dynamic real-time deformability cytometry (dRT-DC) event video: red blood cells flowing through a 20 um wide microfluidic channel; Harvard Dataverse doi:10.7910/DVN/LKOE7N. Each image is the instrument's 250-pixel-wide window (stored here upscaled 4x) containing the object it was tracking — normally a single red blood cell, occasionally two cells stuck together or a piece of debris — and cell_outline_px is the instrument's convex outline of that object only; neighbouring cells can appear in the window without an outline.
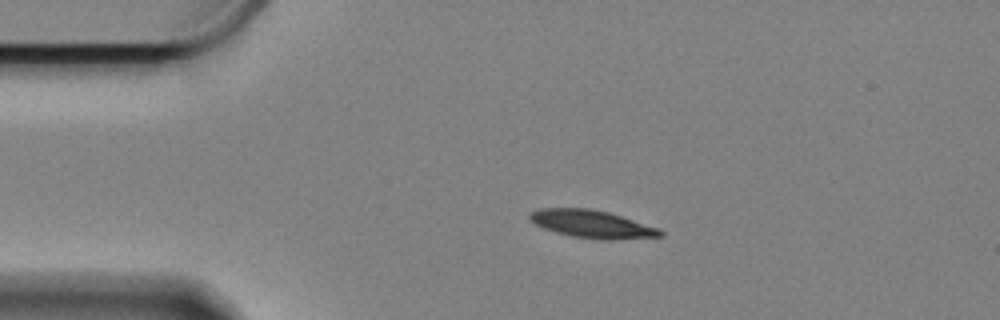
{"species": "Egyptian fruit bat (a non-hibernating species)", "species_latin": "Rousettus aegyptiacus", "temperature_condition": "cold", "stored_images_in_passage": 53, "camera_frame_rate_fps": 3000, "um_per_image_px": 0.085, "animal": {"sex": "female"}, "frame": {"image": 1, "passage_image": 5, "time_ms": 1.333, "image_size_px": [1000, 320], "cell_outline_px": [[664, 236], [612, 240], [600, 240], [572, 236], [556, 232], [544, 228], [536, 224], [528, 216], [532, 212], [540, 208], [588, 208], [608, 212], [660, 228], [664, 232]], "centroid_in_image_um": [50.37, 19.05], "position_along_channel_um": 34.6, "area_um2": 21.04}}
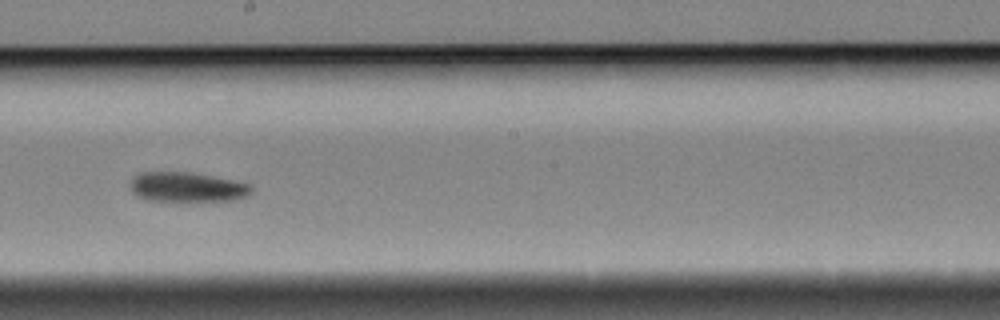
{"frame": {"image": 2, "passage_image": 26, "time_ms": 8.333, "image_size_px": [1000, 320], "cell_outline_px": [[252, 192], [248, 196], [236, 200], [148, 200], [136, 196], [132, 192], [128, 184], [132, 176], [140, 172], [192, 172], [252, 184]], "centroid_in_image_um": [15.87, 15.89], "position_along_channel_um": 232.3, "area_um2": 21.1}}
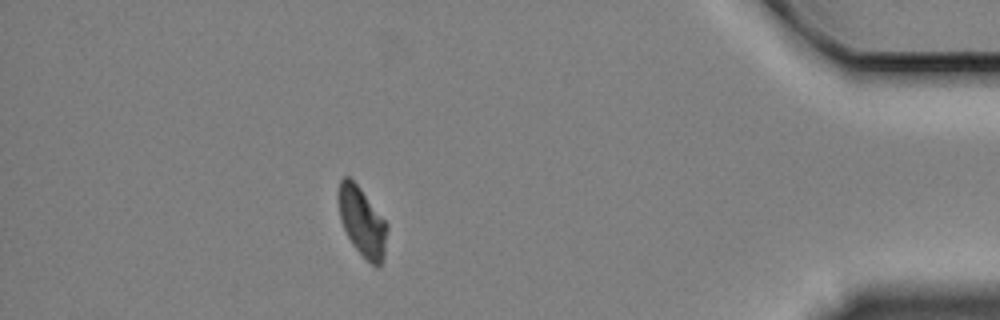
{"frame": {"image": 3, "passage_image": 46, "time_ms": 15.0, "image_size_px": [1000, 320], "cell_outline_px": [[388, 228], [384, 256], [380, 264], [376, 268], [352, 244], [340, 220], [336, 196], [336, 192], [340, 180], [344, 176], [348, 176], [360, 188], [388, 224]], "centroid_in_image_um": [30.75, 18.81], "position_along_channel_um": 404.4, "area_um2": 19.65}, "authors_computed_cell_mechanics": {"area_um2": 21.097, "velocity_mm_per_s": 3.2974, "shape_relaxation_time_tau1_ms": 4.2372, "shape_relaxation_time_tau2_ms": 7.4615, "deformation_change_tau1": 0.128, "deformation_change_tau2": 0.1214}}